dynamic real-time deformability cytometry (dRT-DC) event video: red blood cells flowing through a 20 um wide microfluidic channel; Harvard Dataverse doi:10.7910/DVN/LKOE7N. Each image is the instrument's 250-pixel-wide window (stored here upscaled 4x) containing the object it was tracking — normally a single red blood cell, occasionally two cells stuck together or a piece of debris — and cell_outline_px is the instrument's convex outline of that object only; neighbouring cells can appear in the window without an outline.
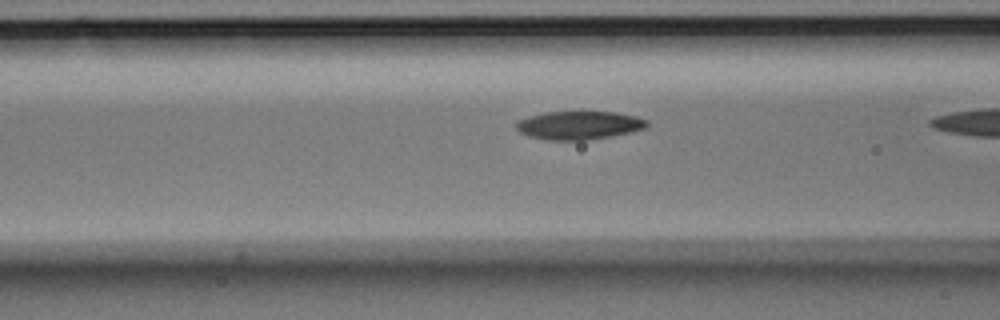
{"species": "Egyptian fruit bat (a non-hibernating species)", "species_latin": "Rousettus aegyptiacus", "temperature_condition": "room temperature", "stored_images_in_passage": 8, "camera_frame_rate_fps": 3000, "um_per_image_px": 0.085, "animal": {"sex": "male"}, "frame": {"image": 1, "passage_image": 4, "time_ms": 1.0, "image_size_px": [1000, 320], "cell_outline_px": [[648, 124], [644, 128], [632, 132], [612, 136], [588, 140], [548, 140], [528, 136], [520, 132], [516, 128], [516, 124], [520, 120], [528, 116], [544, 112], [616, 112], [636, 116], [648, 120]], "centroid_in_image_um": [49.23, 10.65], "position_along_channel_um": 117.4, "area_um2": 21.62}}
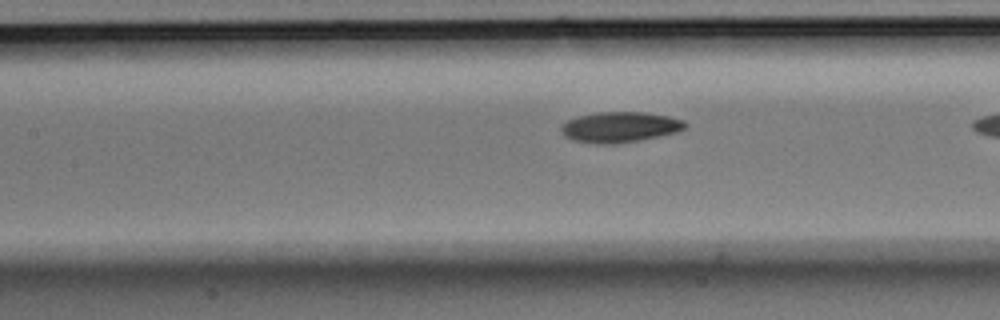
{"frame": {"image": 2, "passage_image": 7, "time_ms": 2.0, "image_size_px": [1000, 320], "cell_outline_px": [[688, 124], [684, 128], [676, 132], [636, 140], [612, 144], [596, 144], [572, 140], [564, 136], [560, 128], [560, 124], [568, 120], [580, 116], [596, 112], [644, 112], [668, 116], [684, 120]], "centroid_in_image_um": [52.65, 10.79], "position_along_channel_um": 154.8, "area_um2": 21.91}}